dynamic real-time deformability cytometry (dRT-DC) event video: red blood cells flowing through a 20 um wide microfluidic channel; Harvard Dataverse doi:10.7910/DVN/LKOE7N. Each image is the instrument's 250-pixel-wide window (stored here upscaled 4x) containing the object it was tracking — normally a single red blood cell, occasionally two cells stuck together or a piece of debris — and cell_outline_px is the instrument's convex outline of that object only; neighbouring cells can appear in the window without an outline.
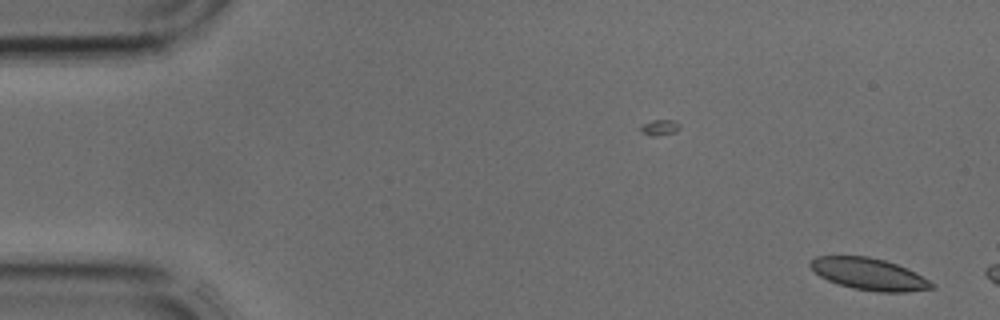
{"species": "common noctule bat (a hibernating species)", "species_latin": "Nyctalus noctula", "temperature_condition": "cold", "stored_images_in_passage": 2, "camera_frame_rate_fps": 3000, "um_per_image_px": 0.085, "animal": {"sex": "male", "body_mass_g": 17.9, "forearm_length_mm": 54.2}, "frame": {"image": 1, "passage_image": 2, "time_ms": 0.333, "image_size_px": [1000, 320], "cell_outline_px": [[936, 288], [908, 292], [876, 292], [852, 288], [828, 280], [820, 276], [808, 264], [816, 256], [868, 256], [884, 260], [896, 264], [936, 284]], "centroid_in_image_um": [73.87, 23.31], "position_along_channel_um": 11.1, "area_um2": 22.25}}